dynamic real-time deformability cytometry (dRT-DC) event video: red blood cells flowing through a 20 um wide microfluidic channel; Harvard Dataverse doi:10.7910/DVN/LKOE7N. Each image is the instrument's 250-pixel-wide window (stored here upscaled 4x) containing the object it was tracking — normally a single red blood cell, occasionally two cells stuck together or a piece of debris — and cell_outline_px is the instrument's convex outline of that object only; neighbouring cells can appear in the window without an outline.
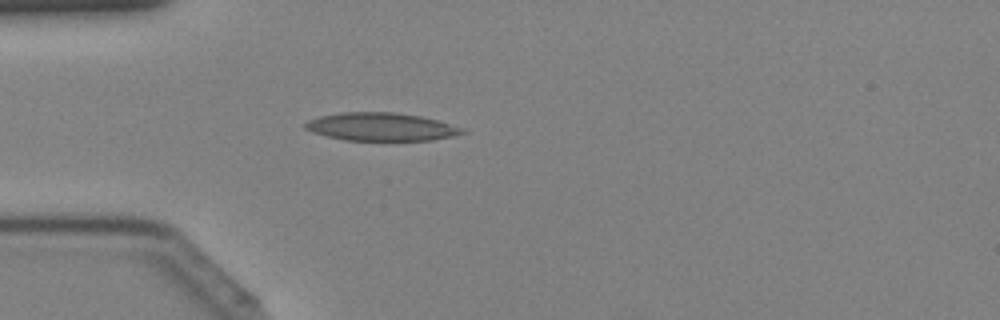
{"species": "Egyptian fruit bat (a non-hibernating species)", "species_latin": "Rousettus aegyptiacus", "temperature_condition": "cold", "stored_images_in_passage": 37, "camera_frame_rate_fps": 3000, "um_per_image_px": 0.085, "animal": {"sex": "female"}, "frame": {"image": 1, "passage_image": 7, "time_ms": 2.0, "image_size_px": [1000, 320], "cell_outline_px": [[468, 132], [452, 136], [432, 140], [344, 140], [312, 132], [304, 128], [304, 124], [308, 120], [320, 116], [340, 112], [392, 112], [420, 116], [436, 120], [464, 128]], "centroid_in_image_um": [32.39, 10.77], "position_along_channel_um": 52.6, "area_um2": 25.55}}
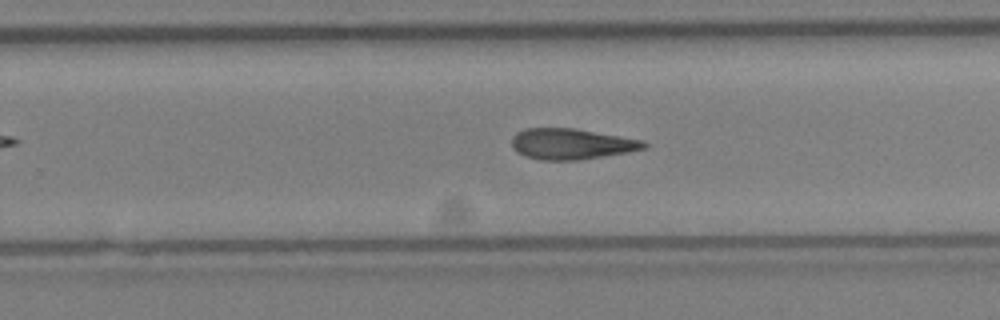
{"frame": {"image": 2, "passage_image": 22, "time_ms": 7.0, "image_size_px": [1000, 320], "cell_outline_px": [[648, 148], [628, 152], [580, 160], [540, 160], [524, 156], [512, 148], [512, 136], [516, 132], [524, 128], [572, 128], [640, 140], [648, 144]], "centroid_in_image_um": [48.52, 12.24], "position_along_channel_um": 281.3, "area_um2": 23.64}}
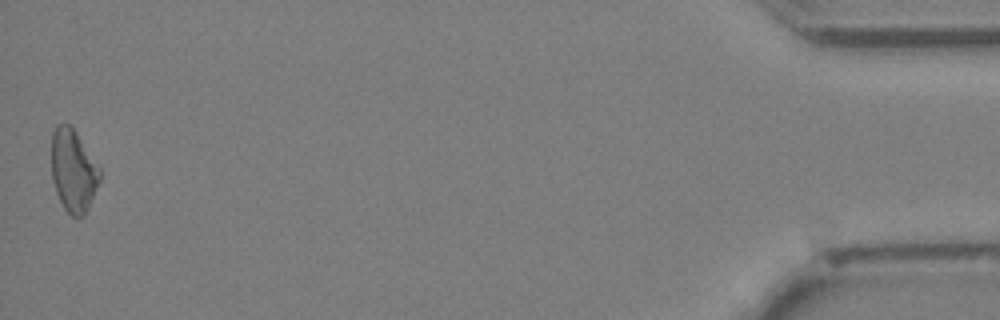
{"frame": {"image": 3, "passage_image": 37, "time_ms": 12.0, "image_size_px": [1000, 320], "cell_outline_px": [[100, 180], [88, 208], [84, 216], [76, 220], [64, 208], [56, 192], [52, 180], [52, 132], [56, 124], [68, 124], [76, 132], [100, 168]], "centroid_in_image_um": [6.22, 14.53], "position_along_channel_um": 429.0, "area_um2": 23.18}}